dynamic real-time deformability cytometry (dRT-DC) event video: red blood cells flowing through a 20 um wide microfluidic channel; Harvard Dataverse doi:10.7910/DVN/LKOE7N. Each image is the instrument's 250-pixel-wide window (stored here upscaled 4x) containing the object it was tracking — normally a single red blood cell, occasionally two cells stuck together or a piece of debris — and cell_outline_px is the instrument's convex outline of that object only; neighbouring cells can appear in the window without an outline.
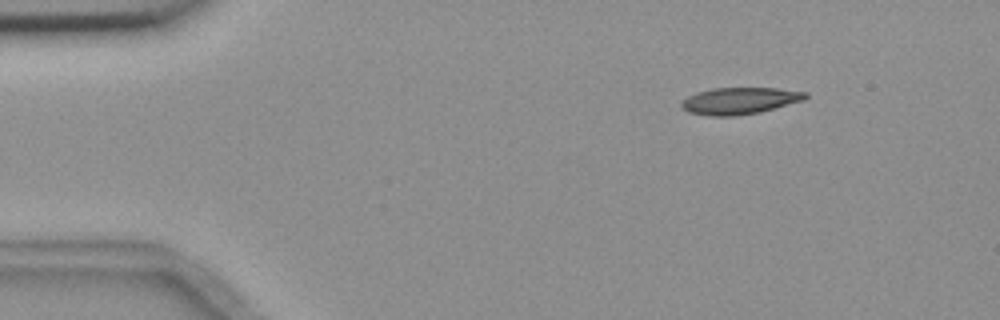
{"species": "common noctule bat (a hibernating species)", "species_latin": "Nyctalus noctula", "temperature_condition": "room temperature", "stored_images_in_passage": 3, "camera_frame_rate_fps": 3000, "um_per_image_px": 0.085, "animal": {"sex": "female", "body_mass_g": 18.4}, "frame": {"image": 1, "passage_image": 1, "time_ms": 0.0, "image_size_px": [1000, 320], "cell_outline_px": [[808, 96], [804, 100], [760, 112], [736, 116], [708, 116], [688, 112], [680, 104], [688, 96], [696, 92], [712, 88], [776, 88], [808, 92]], "centroid_in_image_um": [62.88, 8.57], "position_along_channel_um": 22.1, "area_um2": 19.36}}